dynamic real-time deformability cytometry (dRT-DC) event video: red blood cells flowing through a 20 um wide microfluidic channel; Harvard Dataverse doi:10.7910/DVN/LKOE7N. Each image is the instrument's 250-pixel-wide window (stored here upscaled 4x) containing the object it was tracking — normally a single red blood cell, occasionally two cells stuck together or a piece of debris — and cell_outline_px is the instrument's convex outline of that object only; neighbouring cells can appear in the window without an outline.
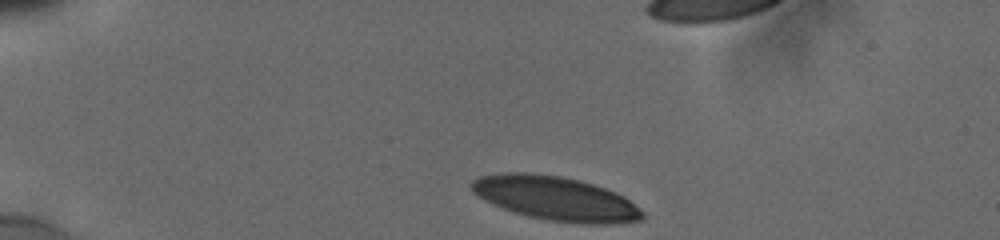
{"species": "human", "species_latin": "Homo sapiens", "temperature_condition": "cold", "stored_images_in_passage": 7, "camera_frame_rate_fps": 3000, "um_per_image_px": 0.085, "donor": {"sex": "male"}, "frame": {"image": 1, "passage_image": 1, "time_ms": 0.0, "image_size_px": [1000, 240], "cell_outline_px": [[644, 220], [608, 224], [580, 224], [548, 220], [528, 216], [512, 212], [492, 204], [484, 200], [472, 192], [468, 188], [468, 184], [472, 180], [480, 176], [504, 172], [528, 172], [560, 176], [580, 180], [616, 192], [624, 196], [640, 208], [644, 212]], "centroid_in_image_um": [47.2, 16.87], "position_along_channel_um": 37.8, "area_um2": 44.33}}
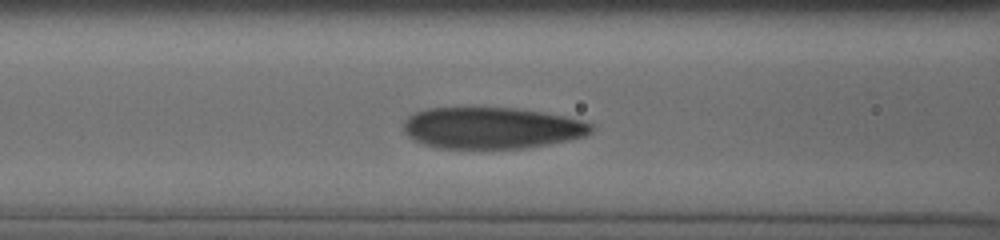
{"frame": {"image": 2, "passage_image": 6, "time_ms": 4.0, "image_size_px": [1000, 240], "cell_outline_px": [[592, 132], [584, 136], [568, 140], [528, 148], [436, 148], [412, 140], [404, 132], [404, 120], [408, 116], [416, 112], [428, 108], [516, 108], [564, 116], [580, 120], [592, 124]], "centroid_in_image_um": [41.76, 10.88], "position_along_channel_um": 124.8, "area_um2": 45.26}}